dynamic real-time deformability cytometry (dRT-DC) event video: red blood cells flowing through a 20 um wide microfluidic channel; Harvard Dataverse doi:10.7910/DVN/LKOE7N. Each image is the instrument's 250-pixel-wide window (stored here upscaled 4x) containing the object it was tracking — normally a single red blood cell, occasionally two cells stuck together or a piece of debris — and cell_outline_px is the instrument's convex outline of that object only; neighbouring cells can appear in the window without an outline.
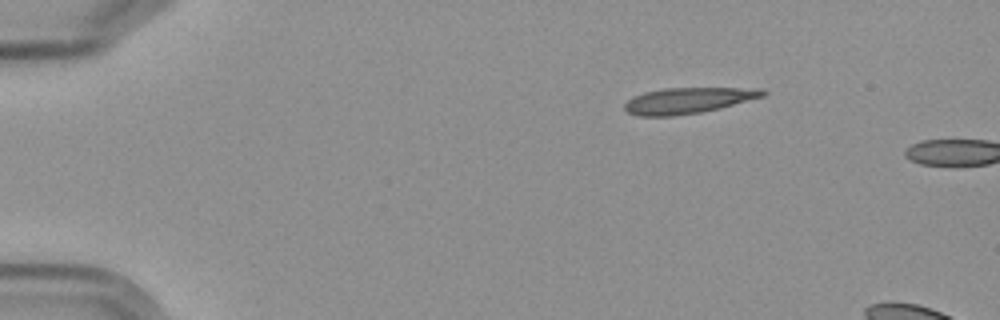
{"species": "Egyptian fruit bat (a non-hibernating species)", "species_latin": "Rousettus aegyptiacus", "temperature_condition": "cold", "stored_images_in_passage": 5, "camera_frame_rate_fps": 3000, "um_per_image_px": 0.085, "frame": {"image": 1, "passage_image": 5, "time_ms": 4.667, "image_size_px": [1000, 320], "cell_outline_px": [[768, 92], [764, 96], [720, 108], [700, 112], [672, 116], [636, 116], [628, 112], [624, 108], [624, 104], [628, 100], [644, 92], [664, 88], [764, 88]], "centroid_in_image_um": [58.5, 8.54], "position_along_channel_um": 26.5, "area_um2": 20.81}}